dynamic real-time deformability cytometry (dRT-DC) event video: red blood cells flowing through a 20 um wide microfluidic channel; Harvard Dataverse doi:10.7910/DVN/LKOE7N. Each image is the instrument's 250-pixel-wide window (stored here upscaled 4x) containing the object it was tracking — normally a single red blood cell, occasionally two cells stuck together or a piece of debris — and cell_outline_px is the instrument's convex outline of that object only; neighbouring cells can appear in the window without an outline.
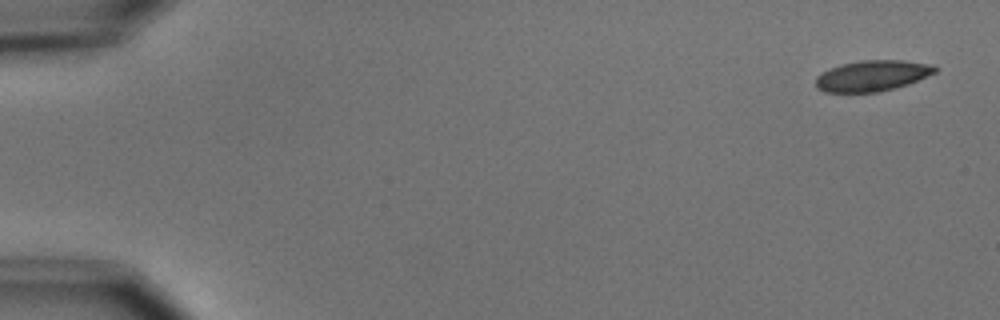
{"species": "common noctule bat (a hibernating species)", "species_latin": "Nyctalus noctula", "temperature_condition": "cold", "stored_images_in_passage": 5, "camera_frame_rate_fps": 3000, "um_per_image_px": 0.085, "animal": {"sex": "male", "body_mass_g": 15.6}, "frame": {"image": 1, "passage_image": 1, "time_ms": 0.0, "image_size_px": [1000, 320], "cell_outline_px": [[940, 68], [936, 72], [908, 84], [876, 92], [824, 92], [816, 88], [816, 76], [840, 64], [860, 60], [904, 60], [932, 64]], "centroid_in_image_um": [74.16, 6.43], "position_along_channel_um": 10.8, "area_um2": 21.39}}
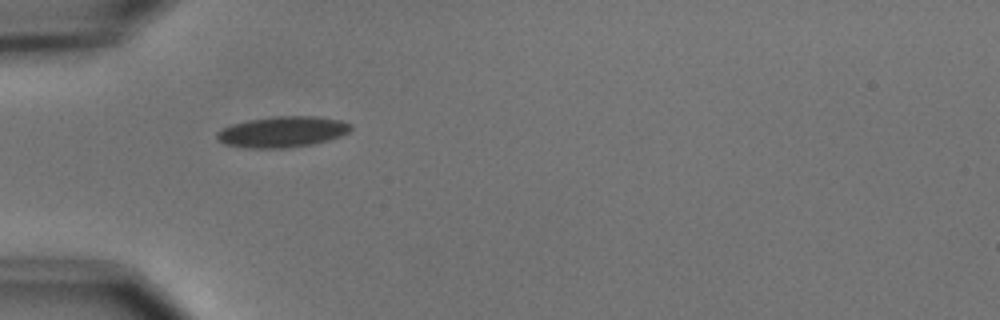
{"frame": {"image": 2, "passage_image": 5, "time_ms": 5.0, "image_size_px": [1000, 320], "cell_outline_px": [[352, 128], [348, 132], [340, 136], [328, 140], [312, 144], [288, 148], [244, 148], [224, 144], [216, 136], [216, 132], [232, 124], [248, 120], [272, 116], [316, 116], [340, 120], [352, 124]], "centroid_in_image_um": [24.01, 11.2], "position_along_channel_um": 61.0, "area_um2": 24.16}}